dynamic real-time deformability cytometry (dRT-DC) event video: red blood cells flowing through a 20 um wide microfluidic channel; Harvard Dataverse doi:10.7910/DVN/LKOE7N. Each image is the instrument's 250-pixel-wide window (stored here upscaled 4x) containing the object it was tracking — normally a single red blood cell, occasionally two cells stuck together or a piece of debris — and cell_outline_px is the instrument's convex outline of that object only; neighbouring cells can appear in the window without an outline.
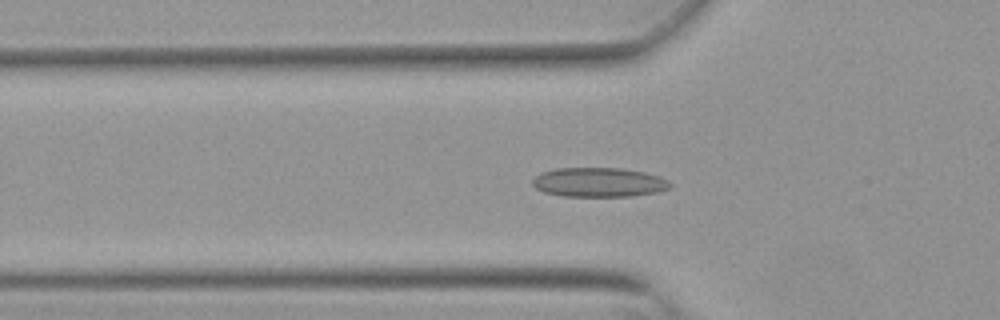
{"species": "Egyptian fruit bat (a non-hibernating species)", "species_latin": "Rousettus aegyptiacus", "temperature_condition": "warm", "stored_images_in_passage": 51, "camera_frame_rate_fps": 3000, "um_per_image_px": 0.085, "animal": {"sex": "female"}, "frame": {"image": 1, "passage_image": 18, "time_ms": 5.667, "image_size_px": [1000, 320], "cell_outline_px": [[672, 184], [668, 188], [660, 192], [632, 196], [564, 196], [544, 192], [536, 188], [532, 184], [532, 180], [540, 172], [556, 168], [624, 168], [644, 172], [660, 176], [668, 180]], "centroid_in_image_um": [50.92, 15.49], "position_along_channel_um": 74.9, "area_um2": 23.7}}
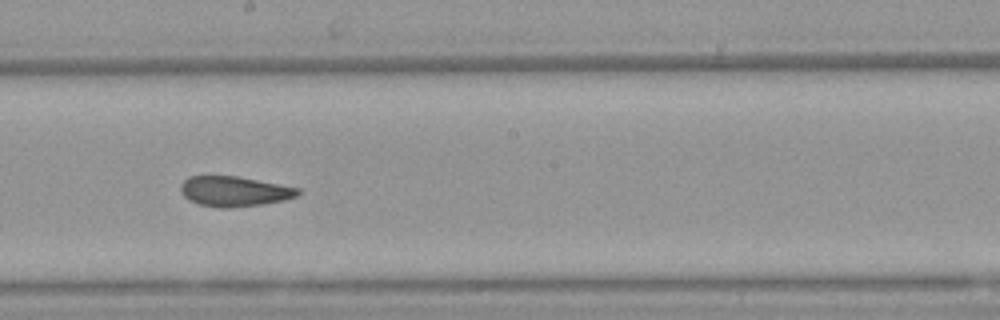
{"frame": {"image": 2, "passage_image": 30, "time_ms": 9.667, "image_size_px": [1000, 320], "cell_outline_px": [[300, 192], [296, 196], [284, 200], [260, 204], [228, 208], [216, 208], [200, 204], [184, 196], [180, 192], [180, 184], [188, 176], [236, 176], [300, 188]], "centroid_in_image_um": [19.89, 16.26], "position_along_channel_um": 228.3, "area_um2": 20.4}}
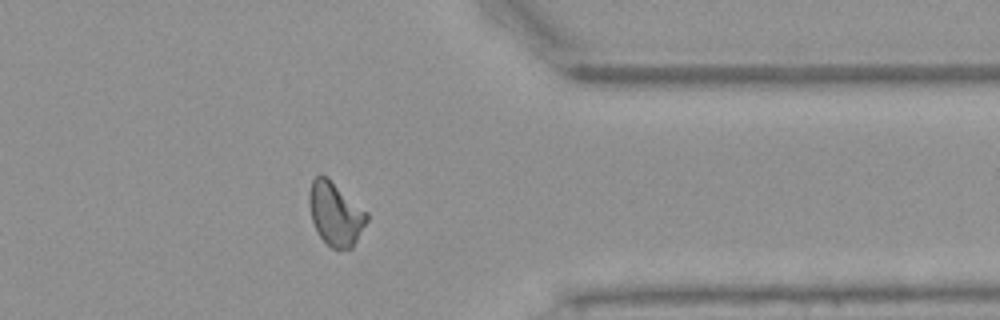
{"frame": {"image": 3, "passage_image": 43, "time_ms": 14.0, "image_size_px": [1000, 320], "cell_outline_px": [[368, 220], [352, 248], [332, 248], [316, 232], [312, 220], [308, 204], [308, 192], [312, 180], [320, 172], [328, 176], [368, 212]], "centroid_in_image_um": [28.49, 18.11], "position_along_channel_um": 382.9, "area_um2": 21.62}, "authors_computed_cell_mechanics": {"area_um2": 21.6172, "velocity_mm_per_s": 3.8264, "shape_relaxation_time_tau1_ms": null, "shape_relaxation_time_tau2_ms": 1.9893, "deformation_change_tau1": null, "deformation_change_tau2": 0.0873}}